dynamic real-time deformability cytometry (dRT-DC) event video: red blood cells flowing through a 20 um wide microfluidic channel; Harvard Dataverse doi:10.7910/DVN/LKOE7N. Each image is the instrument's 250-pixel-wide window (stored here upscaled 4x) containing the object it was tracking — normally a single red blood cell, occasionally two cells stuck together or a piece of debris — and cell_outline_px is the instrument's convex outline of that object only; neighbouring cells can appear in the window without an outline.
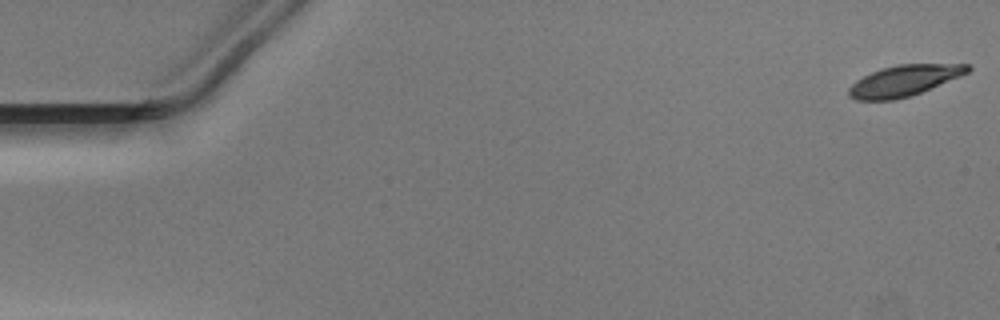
{"species": "Egyptian fruit bat (a non-hibernating species)", "species_latin": "Rousettus aegyptiacus", "temperature_condition": "warm", "stored_images_in_passage": 46, "camera_frame_rate_fps": 3000, "um_per_image_px": 0.085, "animal": {"sex": "male"}, "frame": {"image": 1, "passage_image": 1, "time_ms": 0.0, "image_size_px": [1000, 320], "cell_outline_px": [[972, 68], [968, 72], [960, 76], [920, 92], [896, 100], [856, 100], [848, 96], [848, 88], [856, 80], [880, 68], [896, 64], [972, 64]], "centroid_in_image_um": [76.82, 6.85], "position_along_channel_um": 8.2, "area_um2": 21.33}}
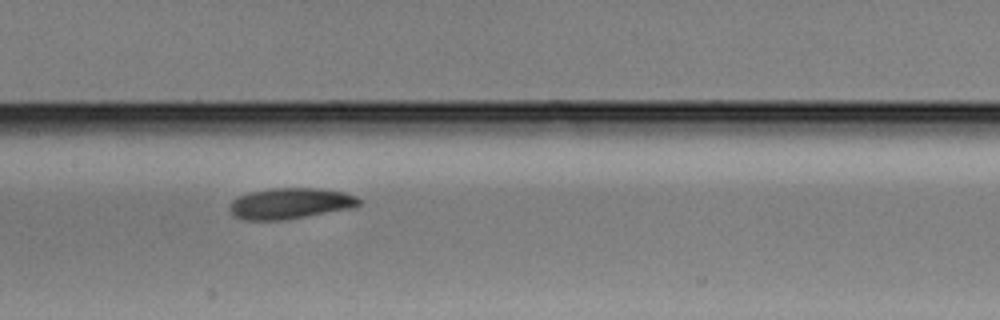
{"frame": {"image": 2, "passage_image": 26, "time_ms": 8.333, "image_size_px": [1000, 320], "cell_outline_px": [[360, 204], [352, 208], [284, 220], [244, 220], [232, 216], [228, 208], [228, 204], [236, 196], [248, 192], [272, 188], [320, 188], [344, 192], [356, 196], [360, 200]], "centroid_in_image_um": [24.6, 17.29], "position_along_channel_um": 182.8, "area_um2": 23.64}}
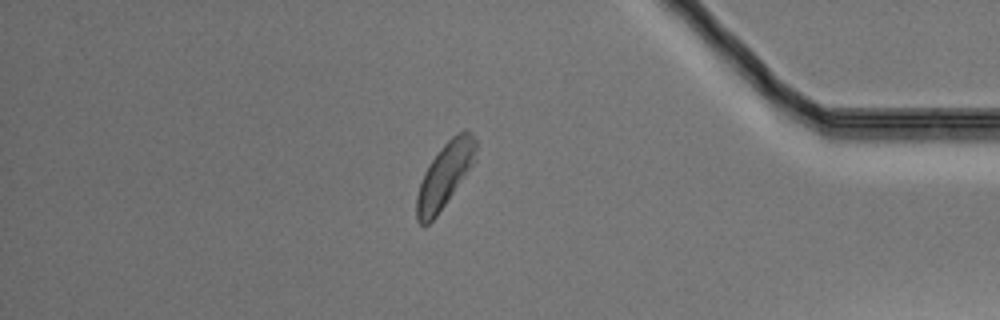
{"frame": {"image": 3, "passage_image": 45, "time_ms": 14.667, "image_size_px": [1000, 320], "cell_outline_px": [[476, 160], [436, 216], [428, 224], [420, 224], [416, 220], [416, 196], [424, 172], [440, 148], [456, 132], [464, 128], [468, 128], [472, 132], [476, 140]], "centroid_in_image_um": [37.82, 14.83], "position_along_channel_um": 397.4, "area_um2": 22.2}}